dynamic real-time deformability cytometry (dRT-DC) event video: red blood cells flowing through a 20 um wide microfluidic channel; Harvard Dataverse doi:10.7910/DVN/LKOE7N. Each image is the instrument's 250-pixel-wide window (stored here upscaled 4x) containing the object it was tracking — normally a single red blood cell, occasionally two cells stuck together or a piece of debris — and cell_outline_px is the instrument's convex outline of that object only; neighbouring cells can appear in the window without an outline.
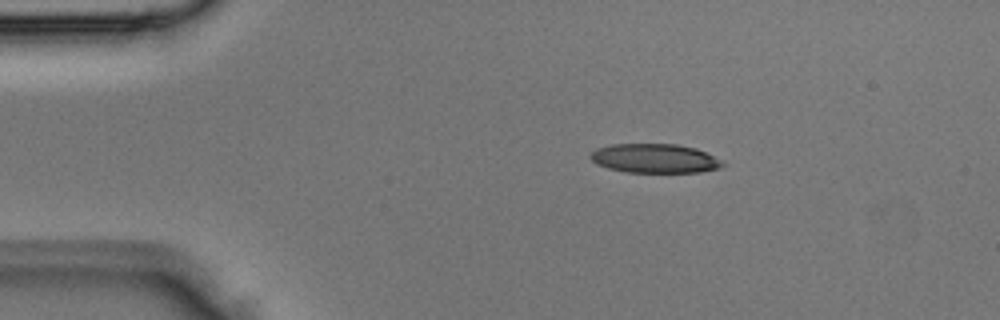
{"species": "Egyptian fruit bat (a non-hibernating species)", "species_latin": "Rousettus aegyptiacus", "temperature_condition": "room temperature", "stored_images_in_passage": 2, "camera_frame_rate_fps": 3000, "um_per_image_px": 0.085, "animal": {"sex": "male"}, "frame": {"image": 1, "passage_image": 1, "time_ms": 0.0, "image_size_px": [1000, 320], "cell_outline_px": [[724, 164], [720, 168], [700, 172], [628, 172], [608, 168], [596, 164], [588, 156], [596, 148], [612, 144], [676, 144], [696, 148], [712, 156]], "centroid_in_image_um": [55.6, 13.46], "position_along_channel_um": 29.4, "area_um2": 22.25}}